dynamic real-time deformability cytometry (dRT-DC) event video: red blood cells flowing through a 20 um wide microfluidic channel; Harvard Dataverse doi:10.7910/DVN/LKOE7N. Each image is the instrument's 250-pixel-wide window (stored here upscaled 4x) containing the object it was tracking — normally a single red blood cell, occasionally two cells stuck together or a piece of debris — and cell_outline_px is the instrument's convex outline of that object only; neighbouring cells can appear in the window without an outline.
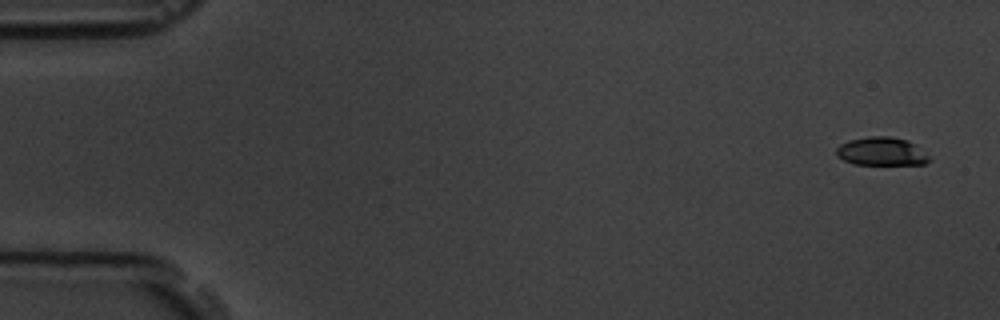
{"species": "common noctule bat (a hibernating species)", "species_latin": "Nyctalus noctula", "temperature_condition": "room temperature", "stored_images_in_passage": 6, "camera_frame_rate_fps": 3000, "um_per_image_px": 0.085, "animal": {"sex": "male", "body_mass_g": 19.5, "forearm_length_mm": 54.6}, "frame": {"image": 1, "passage_image": 1, "time_ms": 0.0, "image_size_px": [1000, 320], "cell_outline_px": [[932, 160], [924, 164], [852, 164], [836, 156], [836, 148], [840, 144], [848, 140], [868, 136], [892, 136], [908, 140], [916, 144]], "centroid_in_image_um": [74.92, 12.86], "position_along_channel_um": 10.1, "area_um2": 15.49}}
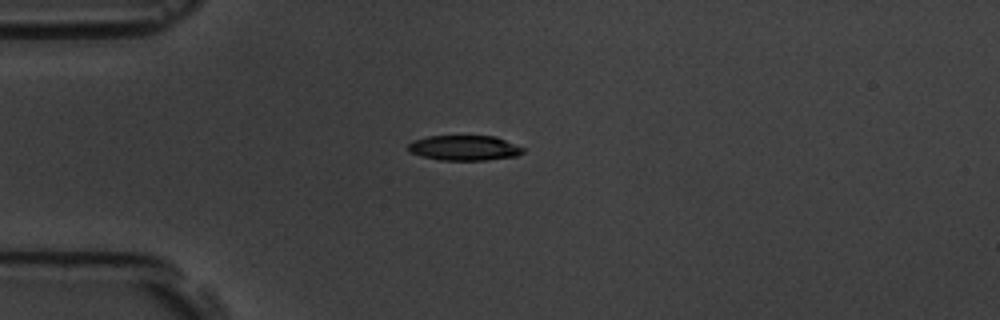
{"frame": {"image": 2, "passage_image": 4, "time_ms": 4.333, "image_size_px": [1000, 320], "cell_outline_px": [[524, 152], [516, 156], [484, 160], [440, 160], [408, 152], [408, 144], [412, 140], [428, 136], [496, 136], [524, 148]], "centroid_in_image_um": [39.45, 12.57], "position_along_channel_um": 45.5, "area_um2": 16.76}}
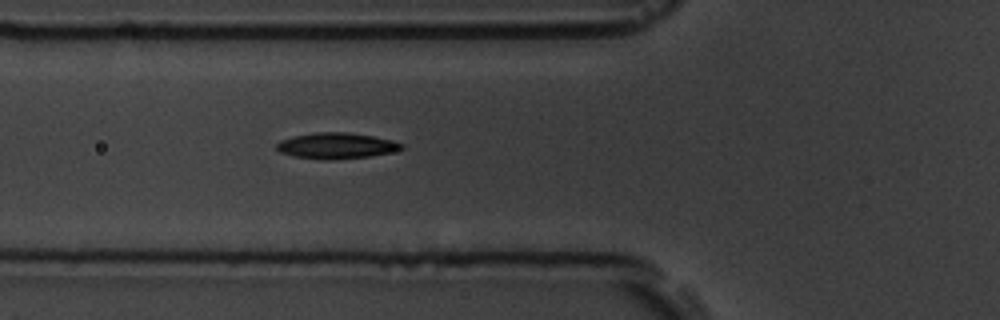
{"frame": {"image": 3, "passage_image": 6, "time_ms": 6.333, "image_size_px": [1000, 320], "cell_outline_px": [[404, 148], [392, 152], [368, 156], [328, 160], [324, 160], [296, 156], [280, 152], [276, 148], [276, 144], [280, 140], [292, 136], [316, 132], [348, 132], [372, 136], [392, 140], [404, 144]], "centroid_in_image_um": [28.59, 12.38], "position_along_channel_um": 97.2, "area_um2": 18.79}}